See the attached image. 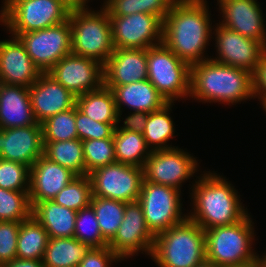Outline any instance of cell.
<instances>
[{
  "label": "cell",
  "instance_id": "cell-35",
  "mask_svg": "<svg viewBox=\"0 0 266 267\" xmlns=\"http://www.w3.org/2000/svg\"><path fill=\"white\" fill-rule=\"evenodd\" d=\"M75 124V106L49 117L41 123L43 142L77 139Z\"/></svg>",
  "mask_w": 266,
  "mask_h": 267
},
{
  "label": "cell",
  "instance_id": "cell-19",
  "mask_svg": "<svg viewBox=\"0 0 266 267\" xmlns=\"http://www.w3.org/2000/svg\"><path fill=\"white\" fill-rule=\"evenodd\" d=\"M40 123L31 126L0 129V158L31 167L43 155Z\"/></svg>",
  "mask_w": 266,
  "mask_h": 267
},
{
  "label": "cell",
  "instance_id": "cell-8",
  "mask_svg": "<svg viewBox=\"0 0 266 267\" xmlns=\"http://www.w3.org/2000/svg\"><path fill=\"white\" fill-rule=\"evenodd\" d=\"M147 66V79L167 102L189 101L191 66L163 42L147 49Z\"/></svg>",
  "mask_w": 266,
  "mask_h": 267
},
{
  "label": "cell",
  "instance_id": "cell-40",
  "mask_svg": "<svg viewBox=\"0 0 266 267\" xmlns=\"http://www.w3.org/2000/svg\"><path fill=\"white\" fill-rule=\"evenodd\" d=\"M76 130L79 140L113 138L117 123L96 122L75 106Z\"/></svg>",
  "mask_w": 266,
  "mask_h": 267
},
{
  "label": "cell",
  "instance_id": "cell-49",
  "mask_svg": "<svg viewBox=\"0 0 266 267\" xmlns=\"http://www.w3.org/2000/svg\"><path fill=\"white\" fill-rule=\"evenodd\" d=\"M196 267H219V266H217L215 263L206 260L203 263L197 265Z\"/></svg>",
  "mask_w": 266,
  "mask_h": 267
},
{
  "label": "cell",
  "instance_id": "cell-21",
  "mask_svg": "<svg viewBox=\"0 0 266 267\" xmlns=\"http://www.w3.org/2000/svg\"><path fill=\"white\" fill-rule=\"evenodd\" d=\"M77 175L71 170L40 156L30 167L29 201L31 207L37 202L52 200Z\"/></svg>",
  "mask_w": 266,
  "mask_h": 267
},
{
  "label": "cell",
  "instance_id": "cell-34",
  "mask_svg": "<svg viewBox=\"0 0 266 267\" xmlns=\"http://www.w3.org/2000/svg\"><path fill=\"white\" fill-rule=\"evenodd\" d=\"M92 184L89 175L76 176L52 200L61 206L79 211L90 205Z\"/></svg>",
  "mask_w": 266,
  "mask_h": 267
},
{
  "label": "cell",
  "instance_id": "cell-27",
  "mask_svg": "<svg viewBox=\"0 0 266 267\" xmlns=\"http://www.w3.org/2000/svg\"><path fill=\"white\" fill-rule=\"evenodd\" d=\"M76 106L96 122L118 123V111L113 91L105 85L77 96Z\"/></svg>",
  "mask_w": 266,
  "mask_h": 267
},
{
  "label": "cell",
  "instance_id": "cell-4",
  "mask_svg": "<svg viewBox=\"0 0 266 267\" xmlns=\"http://www.w3.org/2000/svg\"><path fill=\"white\" fill-rule=\"evenodd\" d=\"M253 219L250 212L239 222L205 230L206 260L219 267H238L255 261L261 251L255 250L258 237Z\"/></svg>",
  "mask_w": 266,
  "mask_h": 267
},
{
  "label": "cell",
  "instance_id": "cell-44",
  "mask_svg": "<svg viewBox=\"0 0 266 267\" xmlns=\"http://www.w3.org/2000/svg\"><path fill=\"white\" fill-rule=\"evenodd\" d=\"M254 99L259 105L266 102V54L260 59L252 73Z\"/></svg>",
  "mask_w": 266,
  "mask_h": 267
},
{
  "label": "cell",
  "instance_id": "cell-3",
  "mask_svg": "<svg viewBox=\"0 0 266 267\" xmlns=\"http://www.w3.org/2000/svg\"><path fill=\"white\" fill-rule=\"evenodd\" d=\"M190 99L230 107L244 104L254 99L252 73L212 59L193 64L190 67Z\"/></svg>",
  "mask_w": 266,
  "mask_h": 267
},
{
  "label": "cell",
  "instance_id": "cell-10",
  "mask_svg": "<svg viewBox=\"0 0 266 267\" xmlns=\"http://www.w3.org/2000/svg\"><path fill=\"white\" fill-rule=\"evenodd\" d=\"M183 192L143 180L138 202L142 207L147 227L154 235L187 218V211L185 212L186 209L183 208L185 205Z\"/></svg>",
  "mask_w": 266,
  "mask_h": 267
},
{
  "label": "cell",
  "instance_id": "cell-13",
  "mask_svg": "<svg viewBox=\"0 0 266 267\" xmlns=\"http://www.w3.org/2000/svg\"><path fill=\"white\" fill-rule=\"evenodd\" d=\"M18 37L42 73H47L61 58L72 53L69 20L45 29L21 33Z\"/></svg>",
  "mask_w": 266,
  "mask_h": 267
},
{
  "label": "cell",
  "instance_id": "cell-7",
  "mask_svg": "<svg viewBox=\"0 0 266 267\" xmlns=\"http://www.w3.org/2000/svg\"><path fill=\"white\" fill-rule=\"evenodd\" d=\"M69 13L61 0H7L0 8V25L18 37L65 22Z\"/></svg>",
  "mask_w": 266,
  "mask_h": 267
},
{
  "label": "cell",
  "instance_id": "cell-5",
  "mask_svg": "<svg viewBox=\"0 0 266 267\" xmlns=\"http://www.w3.org/2000/svg\"><path fill=\"white\" fill-rule=\"evenodd\" d=\"M149 259L157 267H196L206 261L205 231L186 218L155 235Z\"/></svg>",
  "mask_w": 266,
  "mask_h": 267
},
{
  "label": "cell",
  "instance_id": "cell-47",
  "mask_svg": "<svg viewBox=\"0 0 266 267\" xmlns=\"http://www.w3.org/2000/svg\"><path fill=\"white\" fill-rule=\"evenodd\" d=\"M260 262L262 267H266V249L263 252H261L260 254L258 253V258H257Z\"/></svg>",
  "mask_w": 266,
  "mask_h": 267
},
{
  "label": "cell",
  "instance_id": "cell-31",
  "mask_svg": "<svg viewBox=\"0 0 266 267\" xmlns=\"http://www.w3.org/2000/svg\"><path fill=\"white\" fill-rule=\"evenodd\" d=\"M43 155L77 176L87 175L82 140L72 139L58 142H43Z\"/></svg>",
  "mask_w": 266,
  "mask_h": 267
},
{
  "label": "cell",
  "instance_id": "cell-32",
  "mask_svg": "<svg viewBox=\"0 0 266 267\" xmlns=\"http://www.w3.org/2000/svg\"><path fill=\"white\" fill-rule=\"evenodd\" d=\"M177 0H105L100 2L109 16L147 13L164 21Z\"/></svg>",
  "mask_w": 266,
  "mask_h": 267
},
{
  "label": "cell",
  "instance_id": "cell-25",
  "mask_svg": "<svg viewBox=\"0 0 266 267\" xmlns=\"http://www.w3.org/2000/svg\"><path fill=\"white\" fill-rule=\"evenodd\" d=\"M32 215L45 228L49 238L73 237L77 211L45 200L32 207Z\"/></svg>",
  "mask_w": 266,
  "mask_h": 267
},
{
  "label": "cell",
  "instance_id": "cell-36",
  "mask_svg": "<svg viewBox=\"0 0 266 267\" xmlns=\"http://www.w3.org/2000/svg\"><path fill=\"white\" fill-rule=\"evenodd\" d=\"M32 215L29 191L0 188V221L21 222Z\"/></svg>",
  "mask_w": 266,
  "mask_h": 267
},
{
  "label": "cell",
  "instance_id": "cell-45",
  "mask_svg": "<svg viewBox=\"0 0 266 267\" xmlns=\"http://www.w3.org/2000/svg\"><path fill=\"white\" fill-rule=\"evenodd\" d=\"M5 267H45L42 260L31 259H14L10 263L5 264Z\"/></svg>",
  "mask_w": 266,
  "mask_h": 267
},
{
  "label": "cell",
  "instance_id": "cell-43",
  "mask_svg": "<svg viewBox=\"0 0 266 267\" xmlns=\"http://www.w3.org/2000/svg\"><path fill=\"white\" fill-rule=\"evenodd\" d=\"M125 113V116L123 115V113H118V123L116 128L118 130L143 133L149 113L140 111Z\"/></svg>",
  "mask_w": 266,
  "mask_h": 267
},
{
  "label": "cell",
  "instance_id": "cell-37",
  "mask_svg": "<svg viewBox=\"0 0 266 267\" xmlns=\"http://www.w3.org/2000/svg\"><path fill=\"white\" fill-rule=\"evenodd\" d=\"M73 237L87 244L90 248L108 246V242L102 236L95 211L91 205L77 211Z\"/></svg>",
  "mask_w": 266,
  "mask_h": 267
},
{
  "label": "cell",
  "instance_id": "cell-17",
  "mask_svg": "<svg viewBox=\"0 0 266 267\" xmlns=\"http://www.w3.org/2000/svg\"><path fill=\"white\" fill-rule=\"evenodd\" d=\"M47 73L76 97L104 85V65L73 53L61 58Z\"/></svg>",
  "mask_w": 266,
  "mask_h": 267
},
{
  "label": "cell",
  "instance_id": "cell-1",
  "mask_svg": "<svg viewBox=\"0 0 266 267\" xmlns=\"http://www.w3.org/2000/svg\"><path fill=\"white\" fill-rule=\"evenodd\" d=\"M212 2L177 0L163 21V43L190 66L210 59L213 28ZM210 54H208V53Z\"/></svg>",
  "mask_w": 266,
  "mask_h": 267
},
{
  "label": "cell",
  "instance_id": "cell-20",
  "mask_svg": "<svg viewBox=\"0 0 266 267\" xmlns=\"http://www.w3.org/2000/svg\"><path fill=\"white\" fill-rule=\"evenodd\" d=\"M31 107L38 123L76 106V96L48 73H42L29 87Z\"/></svg>",
  "mask_w": 266,
  "mask_h": 267
},
{
  "label": "cell",
  "instance_id": "cell-42",
  "mask_svg": "<svg viewBox=\"0 0 266 267\" xmlns=\"http://www.w3.org/2000/svg\"><path fill=\"white\" fill-rule=\"evenodd\" d=\"M122 262L108 246H105L90 248L78 267H113L114 264Z\"/></svg>",
  "mask_w": 266,
  "mask_h": 267
},
{
  "label": "cell",
  "instance_id": "cell-2",
  "mask_svg": "<svg viewBox=\"0 0 266 267\" xmlns=\"http://www.w3.org/2000/svg\"><path fill=\"white\" fill-rule=\"evenodd\" d=\"M217 172L205 169L188 195L191 208L186 210L187 218L204 231L234 224L250 213L234 182Z\"/></svg>",
  "mask_w": 266,
  "mask_h": 267
},
{
  "label": "cell",
  "instance_id": "cell-6",
  "mask_svg": "<svg viewBox=\"0 0 266 267\" xmlns=\"http://www.w3.org/2000/svg\"><path fill=\"white\" fill-rule=\"evenodd\" d=\"M99 8L70 10L71 51L105 65L115 47L109 14Z\"/></svg>",
  "mask_w": 266,
  "mask_h": 267
},
{
  "label": "cell",
  "instance_id": "cell-18",
  "mask_svg": "<svg viewBox=\"0 0 266 267\" xmlns=\"http://www.w3.org/2000/svg\"><path fill=\"white\" fill-rule=\"evenodd\" d=\"M8 39L0 40V81L7 85L30 87L42 72L27 54L19 37L6 31Z\"/></svg>",
  "mask_w": 266,
  "mask_h": 267
},
{
  "label": "cell",
  "instance_id": "cell-46",
  "mask_svg": "<svg viewBox=\"0 0 266 267\" xmlns=\"http://www.w3.org/2000/svg\"><path fill=\"white\" fill-rule=\"evenodd\" d=\"M70 10L75 9H92L90 2L92 0H61Z\"/></svg>",
  "mask_w": 266,
  "mask_h": 267
},
{
  "label": "cell",
  "instance_id": "cell-50",
  "mask_svg": "<svg viewBox=\"0 0 266 267\" xmlns=\"http://www.w3.org/2000/svg\"><path fill=\"white\" fill-rule=\"evenodd\" d=\"M259 108H262L263 113L266 114V102H265L261 107L259 106ZM264 111H265V112H264Z\"/></svg>",
  "mask_w": 266,
  "mask_h": 267
},
{
  "label": "cell",
  "instance_id": "cell-38",
  "mask_svg": "<svg viewBox=\"0 0 266 267\" xmlns=\"http://www.w3.org/2000/svg\"><path fill=\"white\" fill-rule=\"evenodd\" d=\"M87 175L93 170L116 162L113 138L82 141Z\"/></svg>",
  "mask_w": 266,
  "mask_h": 267
},
{
  "label": "cell",
  "instance_id": "cell-51",
  "mask_svg": "<svg viewBox=\"0 0 266 267\" xmlns=\"http://www.w3.org/2000/svg\"><path fill=\"white\" fill-rule=\"evenodd\" d=\"M7 0H2L1 2H2V5L6 2Z\"/></svg>",
  "mask_w": 266,
  "mask_h": 267
},
{
  "label": "cell",
  "instance_id": "cell-24",
  "mask_svg": "<svg viewBox=\"0 0 266 267\" xmlns=\"http://www.w3.org/2000/svg\"><path fill=\"white\" fill-rule=\"evenodd\" d=\"M106 87L113 91L118 113L126 110L151 113L168 103L148 79L122 86Z\"/></svg>",
  "mask_w": 266,
  "mask_h": 267
},
{
  "label": "cell",
  "instance_id": "cell-48",
  "mask_svg": "<svg viewBox=\"0 0 266 267\" xmlns=\"http://www.w3.org/2000/svg\"><path fill=\"white\" fill-rule=\"evenodd\" d=\"M238 267H262V265H261V262L258 259H256L255 261L251 263L240 265Z\"/></svg>",
  "mask_w": 266,
  "mask_h": 267
},
{
  "label": "cell",
  "instance_id": "cell-29",
  "mask_svg": "<svg viewBox=\"0 0 266 267\" xmlns=\"http://www.w3.org/2000/svg\"><path fill=\"white\" fill-rule=\"evenodd\" d=\"M49 235L45 228L31 215L20 222L17 240V258L42 260Z\"/></svg>",
  "mask_w": 266,
  "mask_h": 267
},
{
  "label": "cell",
  "instance_id": "cell-11",
  "mask_svg": "<svg viewBox=\"0 0 266 267\" xmlns=\"http://www.w3.org/2000/svg\"><path fill=\"white\" fill-rule=\"evenodd\" d=\"M92 194L123 202L137 201L144 180L143 168L115 162L90 172Z\"/></svg>",
  "mask_w": 266,
  "mask_h": 267
},
{
  "label": "cell",
  "instance_id": "cell-33",
  "mask_svg": "<svg viewBox=\"0 0 266 267\" xmlns=\"http://www.w3.org/2000/svg\"><path fill=\"white\" fill-rule=\"evenodd\" d=\"M90 205L95 211L103 238L109 242L122 223L126 202L92 196Z\"/></svg>",
  "mask_w": 266,
  "mask_h": 267
},
{
  "label": "cell",
  "instance_id": "cell-16",
  "mask_svg": "<svg viewBox=\"0 0 266 267\" xmlns=\"http://www.w3.org/2000/svg\"><path fill=\"white\" fill-rule=\"evenodd\" d=\"M218 23L266 48V12L258 0H216ZM218 6V7H217ZM265 15V16H264Z\"/></svg>",
  "mask_w": 266,
  "mask_h": 267
},
{
  "label": "cell",
  "instance_id": "cell-41",
  "mask_svg": "<svg viewBox=\"0 0 266 267\" xmlns=\"http://www.w3.org/2000/svg\"><path fill=\"white\" fill-rule=\"evenodd\" d=\"M20 222L0 221V265L17 258V240Z\"/></svg>",
  "mask_w": 266,
  "mask_h": 267
},
{
  "label": "cell",
  "instance_id": "cell-15",
  "mask_svg": "<svg viewBox=\"0 0 266 267\" xmlns=\"http://www.w3.org/2000/svg\"><path fill=\"white\" fill-rule=\"evenodd\" d=\"M115 48L148 49L163 42V21L147 13L109 16Z\"/></svg>",
  "mask_w": 266,
  "mask_h": 267
},
{
  "label": "cell",
  "instance_id": "cell-30",
  "mask_svg": "<svg viewBox=\"0 0 266 267\" xmlns=\"http://www.w3.org/2000/svg\"><path fill=\"white\" fill-rule=\"evenodd\" d=\"M114 151L116 162L143 168L150 156L142 133L133 131H114Z\"/></svg>",
  "mask_w": 266,
  "mask_h": 267
},
{
  "label": "cell",
  "instance_id": "cell-39",
  "mask_svg": "<svg viewBox=\"0 0 266 267\" xmlns=\"http://www.w3.org/2000/svg\"><path fill=\"white\" fill-rule=\"evenodd\" d=\"M30 167L0 158V188L12 191H29Z\"/></svg>",
  "mask_w": 266,
  "mask_h": 267
},
{
  "label": "cell",
  "instance_id": "cell-9",
  "mask_svg": "<svg viewBox=\"0 0 266 267\" xmlns=\"http://www.w3.org/2000/svg\"><path fill=\"white\" fill-rule=\"evenodd\" d=\"M198 159L187 148H180L178 145L170 149L151 151L143 167L144 180L180 191H183V185L189 181L187 188L190 193L198 177L205 171Z\"/></svg>",
  "mask_w": 266,
  "mask_h": 267
},
{
  "label": "cell",
  "instance_id": "cell-14",
  "mask_svg": "<svg viewBox=\"0 0 266 267\" xmlns=\"http://www.w3.org/2000/svg\"><path fill=\"white\" fill-rule=\"evenodd\" d=\"M214 52L210 59L215 62L254 72L266 48L258 41L244 37L217 21L213 28Z\"/></svg>",
  "mask_w": 266,
  "mask_h": 267
},
{
  "label": "cell",
  "instance_id": "cell-12",
  "mask_svg": "<svg viewBox=\"0 0 266 267\" xmlns=\"http://www.w3.org/2000/svg\"><path fill=\"white\" fill-rule=\"evenodd\" d=\"M154 241L155 235L147 227L138 200L126 203L122 223L108 247L124 262L134 260L140 254L150 257Z\"/></svg>",
  "mask_w": 266,
  "mask_h": 267
},
{
  "label": "cell",
  "instance_id": "cell-23",
  "mask_svg": "<svg viewBox=\"0 0 266 267\" xmlns=\"http://www.w3.org/2000/svg\"><path fill=\"white\" fill-rule=\"evenodd\" d=\"M29 88L22 85H0V129L36 125Z\"/></svg>",
  "mask_w": 266,
  "mask_h": 267
},
{
  "label": "cell",
  "instance_id": "cell-28",
  "mask_svg": "<svg viewBox=\"0 0 266 267\" xmlns=\"http://www.w3.org/2000/svg\"><path fill=\"white\" fill-rule=\"evenodd\" d=\"M89 249L75 237L49 238L42 263L45 267H78Z\"/></svg>",
  "mask_w": 266,
  "mask_h": 267
},
{
  "label": "cell",
  "instance_id": "cell-22",
  "mask_svg": "<svg viewBox=\"0 0 266 267\" xmlns=\"http://www.w3.org/2000/svg\"><path fill=\"white\" fill-rule=\"evenodd\" d=\"M147 76V49L115 48L104 65L105 86L135 83Z\"/></svg>",
  "mask_w": 266,
  "mask_h": 267
},
{
  "label": "cell",
  "instance_id": "cell-26",
  "mask_svg": "<svg viewBox=\"0 0 266 267\" xmlns=\"http://www.w3.org/2000/svg\"><path fill=\"white\" fill-rule=\"evenodd\" d=\"M174 106V102H168L161 109L149 113L142 134L147 147L151 151L177 147L176 145L174 146L171 141L179 135L176 131V124L171 114L173 113L172 109H175ZM175 132L177 133L176 135Z\"/></svg>",
  "mask_w": 266,
  "mask_h": 267
}]
</instances>
